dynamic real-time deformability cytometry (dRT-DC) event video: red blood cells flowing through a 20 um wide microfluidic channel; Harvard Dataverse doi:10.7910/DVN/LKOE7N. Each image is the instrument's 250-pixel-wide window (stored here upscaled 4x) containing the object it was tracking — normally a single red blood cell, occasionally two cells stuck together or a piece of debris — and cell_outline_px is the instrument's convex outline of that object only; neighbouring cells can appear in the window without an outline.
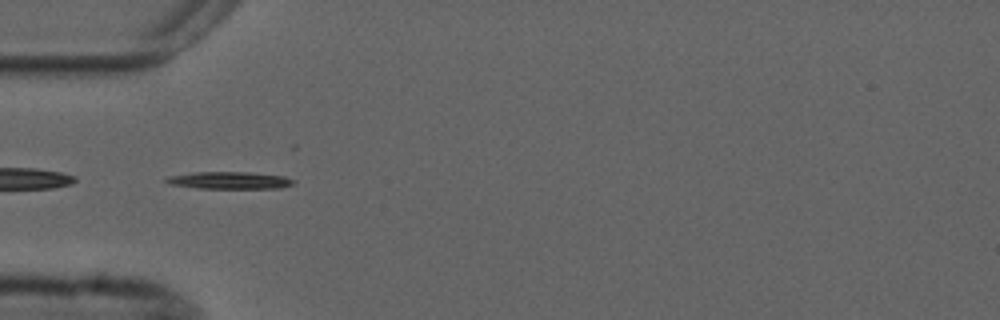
{"species": "common noctule bat (a hibernating species)", "species_latin": "Nyctalus noctula", "temperature_condition": "cold", "stored_images_in_passage": 5, "camera_frame_rate_fps": 3000, "um_per_image_px": 0.085, "animal": {"sex": "male", "forearm_length_mm": 52.5}, "frame": {"image": 1, "passage_image": 5, "time_ms": 5.333, "image_size_px": [1000, 320], "cell_outline_px": [[296, 180], [292, 184], [280, 188], [200, 188], [172, 184], [164, 180], [168, 176], [196, 172], [248, 172], [284, 176]], "centroid_in_image_um": [19.54, 15.32], "position_along_channel_um": 65.5, "area_um2": 12.54}}